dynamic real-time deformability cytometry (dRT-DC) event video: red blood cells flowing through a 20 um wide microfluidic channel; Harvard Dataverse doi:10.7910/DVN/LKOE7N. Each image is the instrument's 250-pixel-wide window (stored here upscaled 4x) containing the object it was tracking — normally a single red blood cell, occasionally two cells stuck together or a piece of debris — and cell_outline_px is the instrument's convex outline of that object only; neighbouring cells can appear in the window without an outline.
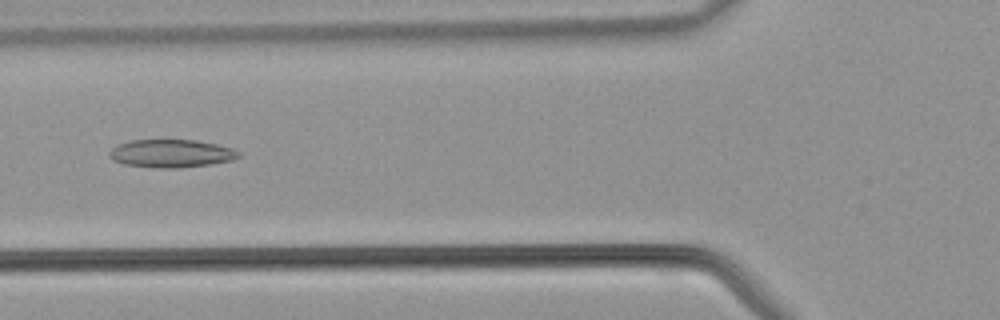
{"species": "common noctule bat (a hibernating species)", "species_latin": "Nyctalus noctula", "temperature_condition": "warm", "stored_images_in_passage": 40, "camera_frame_rate_fps": 3000, "um_per_image_px": 0.085, "animal": {"sex": "male", "body_mass_g": 21.5, "forearm_length_mm": 52.0}, "frame": {"image": 1, "passage_image": 14, "time_ms": 4.333, "image_size_px": [1000, 320], "cell_outline_px": [[240, 156], [232, 160], [208, 164], [180, 168], [152, 168], [124, 164], [112, 160], [108, 152], [116, 144], [132, 140], [196, 140], [216, 144], [232, 148], [240, 152]], "centroid_in_image_um": [14.52, 13.04], "position_along_channel_um": 111.3, "area_um2": 21.15}}
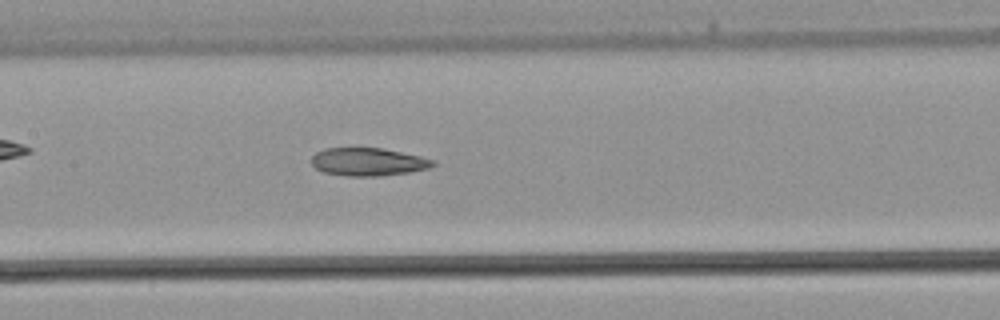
{"frame": {"image": 2, "passage_image": 18, "time_ms": 5.667, "image_size_px": [1000, 320], "cell_outline_px": [[436, 164], [428, 168], [408, 172], [380, 176], [348, 176], [324, 172], [316, 168], [312, 164], [312, 156], [316, 152], [324, 148], [384, 148], [420, 156], [436, 160]], "centroid_in_image_um": [31.3, 13.75], "position_along_channel_um": 176.1, "area_um2": 19.77}}
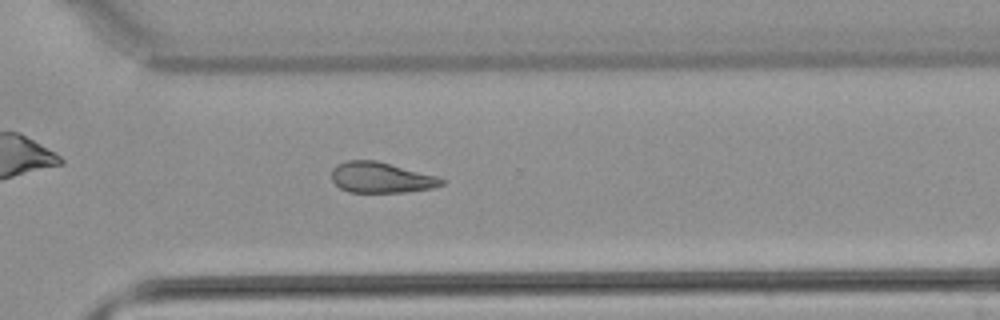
{"frame": {"image": 3, "passage_image": 28, "time_ms": 9.0, "image_size_px": [1000, 320], "cell_outline_px": [[444, 184], [432, 188], [404, 192], [348, 192], [340, 188], [332, 180], [332, 168], [336, 164], [348, 160], [376, 160], [436, 176], [444, 180]], "centroid_in_image_um": [32.35, 15.09], "position_along_channel_um": 338.2, "area_um2": 19.54}}